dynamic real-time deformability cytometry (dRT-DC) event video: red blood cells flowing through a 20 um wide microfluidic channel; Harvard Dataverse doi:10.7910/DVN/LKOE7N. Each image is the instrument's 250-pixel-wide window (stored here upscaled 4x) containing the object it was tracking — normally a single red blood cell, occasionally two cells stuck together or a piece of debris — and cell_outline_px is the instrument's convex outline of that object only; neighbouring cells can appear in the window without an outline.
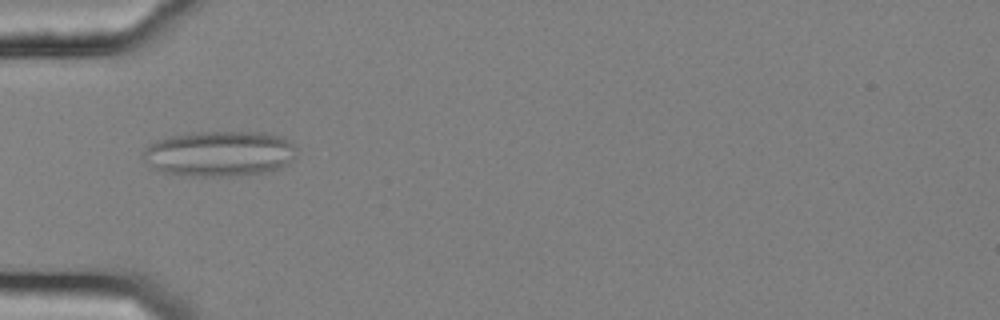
{"species": "common noctule bat (a hibernating species)", "species_latin": "Nyctalus noctula", "temperature_condition": "cold", "stored_images_in_passage": 43, "camera_frame_rate_fps": 3000, "um_per_image_px": 0.085, "animal": {"sex": "female", "body_mass_g": 25.1}, "frame": {"image": 1, "passage_image": 6, "time_ms": 1.667, "image_size_px": [1000, 320], "cell_outline_px": [[296, 156], [288, 164], [272, 172], [236, 176], [180, 176], [164, 172], [152, 168], [140, 156], [144, 148], [148, 144], [156, 140], [184, 132], [264, 132], [280, 136], [292, 144], [296, 148]], "centroid_in_image_um": [18.62, 13.07], "position_along_channel_um": 66.4, "area_um2": 41.56}}
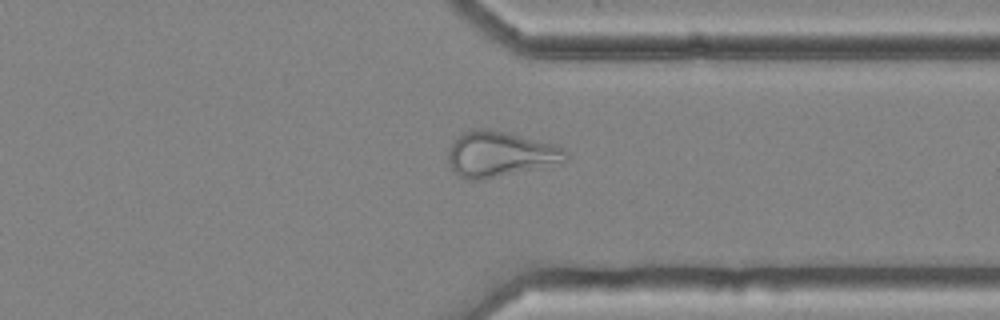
{"frame": {"image": 2, "passage_image": 31, "time_ms": 10.0, "image_size_px": [1000, 320], "cell_outline_px": [[568, 160], [476, 180], [464, 180], [448, 164], [448, 152], [452, 144], [464, 132], [472, 128], [484, 128], [508, 132], [552, 144], [564, 148], [568, 152]], "centroid_in_image_um": [42.45, 13.07], "position_along_channel_um": 368.9, "area_um2": 30.23}}
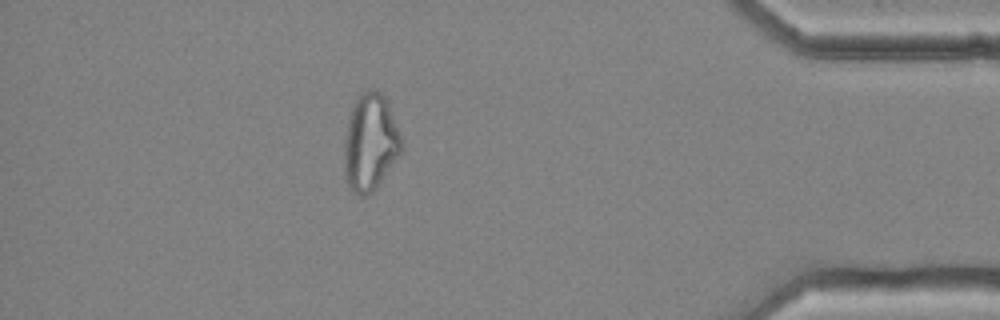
{"frame": {"image": 3, "passage_image": 37, "time_ms": 12.0, "image_size_px": [1000, 320], "cell_outline_px": [[404, 144], [400, 152], [376, 188], [372, 192], [364, 196], [356, 196], [348, 188], [344, 172], [344, 140], [348, 120], [352, 108], [356, 100], [364, 92], [372, 88], [380, 92], [388, 100]], "centroid_in_image_um": [31.46, 12.12], "position_along_channel_um": 403.7, "area_um2": 32.43}}